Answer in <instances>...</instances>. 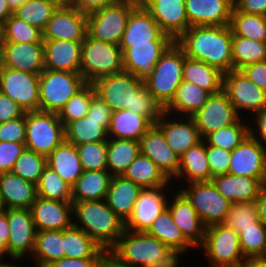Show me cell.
<instances>
[{
  "label": "cell",
  "mask_w": 266,
  "mask_h": 267,
  "mask_svg": "<svg viewBox=\"0 0 266 267\" xmlns=\"http://www.w3.org/2000/svg\"><path fill=\"white\" fill-rule=\"evenodd\" d=\"M112 111L130 110L146 117L153 125L164 113L162 105L151 95L145 83L128 71L101 77L93 83Z\"/></svg>",
  "instance_id": "1"
},
{
  "label": "cell",
  "mask_w": 266,
  "mask_h": 267,
  "mask_svg": "<svg viewBox=\"0 0 266 267\" xmlns=\"http://www.w3.org/2000/svg\"><path fill=\"white\" fill-rule=\"evenodd\" d=\"M25 113L18 103L0 92V123L22 117Z\"/></svg>",
  "instance_id": "58"
},
{
  "label": "cell",
  "mask_w": 266,
  "mask_h": 267,
  "mask_svg": "<svg viewBox=\"0 0 266 267\" xmlns=\"http://www.w3.org/2000/svg\"><path fill=\"white\" fill-rule=\"evenodd\" d=\"M45 1L52 3L57 8H66L72 5V0H45Z\"/></svg>",
  "instance_id": "72"
},
{
  "label": "cell",
  "mask_w": 266,
  "mask_h": 267,
  "mask_svg": "<svg viewBox=\"0 0 266 267\" xmlns=\"http://www.w3.org/2000/svg\"><path fill=\"white\" fill-rule=\"evenodd\" d=\"M99 258H69L54 261L46 267H98Z\"/></svg>",
  "instance_id": "65"
},
{
  "label": "cell",
  "mask_w": 266,
  "mask_h": 267,
  "mask_svg": "<svg viewBox=\"0 0 266 267\" xmlns=\"http://www.w3.org/2000/svg\"><path fill=\"white\" fill-rule=\"evenodd\" d=\"M258 220L255 202H236L231 204L223 224L239 234Z\"/></svg>",
  "instance_id": "53"
},
{
  "label": "cell",
  "mask_w": 266,
  "mask_h": 267,
  "mask_svg": "<svg viewBox=\"0 0 266 267\" xmlns=\"http://www.w3.org/2000/svg\"><path fill=\"white\" fill-rule=\"evenodd\" d=\"M110 121H95L87 116L72 121L64 127L65 141L75 146L91 142L107 141Z\"/></svg>",
  "instance_id": "38"
},
{
  "label": "cell",
  "mask_w": 266,
  "mask_h": 267,
  "mask_svg": "<svg viewBox=\"0 0 266 267\" xmlns=\"http://www.w3.org/2000/svg\"><path fill=\"white\" fill-rule=\"evenodd\" d=\"M40 75L0 65V92L18 103L25 112L39 110Z\"/></svg>",
  "instance_id": "13"
},
{
  "label": "cell",
  "mask_w": 266,
  "mask_h": 267,
  "mask_svg": "<svg viewBox=\"0 0 266 267\" xmlns=\"http://www.w3.org/2000/svg\"><path fill=\"white\" fill-rule=\"evenodd\" d=\"M112 110L106 102L97 94L92 97V101L87 113L89 119L95 121H110Z\"/></svg>",
  "instance_id": "59"
},
{
  "label": "cell",
  "mask_w": 266,
  "mask_h": 267,
  "mask_svg": "<svg viewBox=\"0 0 266 267\" xmlns=\"http://www.w3.org/2000/svg\"><path fill=\"white\" fill-rule=\"evenodd\" d=\"M211 94L191 82L182 81L164 112L176 116L191 117L207 102Z\"/></svg>",
  "instance_id": "33"
},
{
  "label": "cell",
  "mask_w": 266,
  "mask_h": 267,
  "mask_svg": "<svg viewBox=\"0 0 266 267\" xmlns=\"http://www.w3.org/2000/svg\"><path fill=\"white\" fill-rule=\"evenodd\" d=\"M112 177L107 170L83 171L72 187V203L106 199Z\"/></svg>",
  "instance_id": "36"
},
{
  "label": "cell",
  "mask_w": 266,
  "mask_h": 267,
  "mask_svg": "<svg viewBox=\"0 0 266 267\" xmlns=\"http://www.w3.org/2000/svg\"><path fill=\"white\" fill-rule=\"evenodd\" d=\"M73 217H76L73 225L82 229L102 249H112L125 231V222L105 199L73 203Z\"/></svg>",
  "instance_id": "3"
},
{
  "label": "cell",
  "mask_w": 266,
  "mask_h": 267,
  "mask_svg": "<svg viewBox=\"0 0 266 267\" xmlns=\"http://www.w3.org/2000/svg\"><path fill=\"white\" fill-rule=\"evenodd\" d=\"M0 196L6 209H31L38 197L37 185L12 172L1 173Z\"/></svg>",
  "instance_id": "30"
},
{
  "label": "cell",
  "mask_w": 266,
  "mask_h": 267,
  "mask_svg": "<svg viewBox=\"0 0 266 267\" xmlns=\"http://www.w3.org/2000/svg\"><path fill=\"white\" fill-rule=\"evenodd\" d=\"M255 204L258 211V219L266 226V182L263 184Z\"/></svg>",
  "instance_id": "67"
},
{
  "label": "cell",
  "mask_w": 266,
  "mask_h": 267,
  "mask_svg": "<svg viewBox=\"0 0 266 267\" xmlns=\"http://www.w3.org/2000/svg\"><path fill=\"white\" fill-rule=\"evenodd\" d=\"M228 174L266 179V145L249 135L231 152Z\"/></svg>",
  "instance_id": "18"
},
{
  "label": "cell",
  "mask_w": 266,
  "mask_h": 267,
  "mask_svg": "<svg viewBox=\"0 0 266 267\" xmlns=\"http://www.w3.org/2000/svg\"><path fill=\"white\" fill-rule=\"evenodd\" d=\"M5 212L10 231L7 248L13 261L19 262L25 259L27 254L32 256L37 229L30 209H6Z\"/></svg>",
  "instance_id": "14"
},
{
  "label": "cell",
  "mask_w": 266,
  "mask_h": 267,
  "mask_svg": "<svg viewBox=\"0 0 266 267\" xmlns=\"http://www.w3.org/2000/svg\"><path fill=\"white\" fill-rule=\"evenodd\" d=\"M168 247L147 232L124 231L112 248L133 267H150Z\"/></svg>",
  "instance_id": "11"
},
{
  "label": "cell",
  "mask_w": 266,
  "mask_h": 267,
  "mask_svg": "<svg viewBox=\"0 0 266 267\" xmlns=\"http://www.w3.org/2000/svg\"><path fill=\"white\" fill-rule=\"evenodd\" d=\"M153 126L146 118L130 110L112 112L108 138L140 141V138Z\"/></svg>",
  "instance_id": "35"
},
{
  "label": "cell",
  "mask_w": 266,
  "mask_h": 267,
  "mask_svg": "<svg viewBox=\"0 0 266 267\" xmlns=\"http://www.w3.org/2000/svg\"><path fill=\"white\" fill-rule=\"evenodd\" d=\"M169 195L167 208L171 212L176 226L182 231L183 236L195 247H200L205 238L206 226L197 215L188 199L179 191V188ZM174 196V197H173Z\"/></svg>",
  "instance_id": "24"
},
{
  "label": "cell",
  "mask_w": 266,
  "mask_h": 267,
  "mask_svg": "<svg viewBox=\"0 0 266 267\" xmlns=\"http://www.w3.org/2000/svg\"><path fill=\"white\" fill-rule=\"evenodd\" d=\"M139 153V141L108 138L107 171L112 176H122Z\"/></svg>",
  "instance_id": "41"
},
{
  "label": "cell",
  "mask_w": 266,
  "mask_h": 267,
  "mask_svg": "<svg viewBox=\"0 0 266 267\" xmlns=\"http://www.w3.org/2000/svg\"><path fill=\"white\" fill-rule=\"evenodd\" d=\"M19 265H17V264H10V262L8 263H3L2 261L0 262V267H18Z\"/></svg>",
  "instance_id": "75"
},
{
  "label": "cell",
  "mask_w": 266,
  "mask_h": 267,
  "mask_svg": "<svg viewBox=\"0 0 266 267\" xmlns=\"http://www.w3.org/2000/svg\"><path fill=\"white\" fill-rule=\"evenodd\" d=\"M47 165L71 187L83 173L77 147L65 140L47 156Z\"/></svg>",
  "instance_id": "34"
},
{
  "label": "cell",
  "mask_w": 266,
  "mask_h": 267,
  "mask_svg": "<svg viewBox=\"0 0 266 267\" xmlns=\"http://www.w3.org/2000/svg\"><path fill=\"white\" fill-rule=\"evenodd\" d=\"M64 140V125L58 113L26 112V149L47 157Z\"/></svg>",
  "instance_id": "9"
},
{
  "label": "cell",
  "mask_w": 266,
  "mask_h": 267,
  "mask_svg": "<svg viewBox=\"0 0 266 267\" xmlns=\"http://www.w3.org/2000/svg\"><path fill=\"white\" fill-rule=\"evenodd\" d=\"M234 8L246 14L264 16L266 13V0H234Z\"/></svg>",
  "instance_id": "63"
},
{
  "label": "cell",
  "mask_w": 266,
  "mask_h": 267,
  "mask_svg": "<svg viewBox=\"0 0 266 267\" xmlns=\"http://www.w3.org/2000/svg\"><path fill=\"white\" fill-rule=\"evenodd\" d=\"M140 3L174 41L189 28L185 0H140Z\"/></svg>",
  "instance_id": "21"
},
{
  "label": "cell",
  "mask_w": 266,
  "mask_h": 267,
  "mask_svg": "<svg viewBox=\"0 0 266 267\" xmlns=\"http://www.w3.org/2000/svg\"><path fill=\"white\" fill-rule=\"evenodd\" d=\"M151 41H174L164 33L152 15L139 3L130 13L120 49L124 52L132 45L150 44Z\"/></svg>",
  "instance_id": "17"
},
{
  "label": "cell",
  "mask_w": 266,
  "mask_h": 267,
  "mask_svg": "<svg viewBox=\"0 0 266 267\" xmlns=\"http://www.w3.org/2000/svg\"><path fill=\"white\" fill-rule=\"evenodd\" d=\"M191 117L202 139L222 127L236 123L241 118L223 90L211 94L203 107Z\"/></svg>",
  "instance_id": "15"
},
{
  "label": "cell",
  "mask_w": 266,
  "mask_h": 267,
  "mask_svg": "<svg viewBox=\"0 0 266 267\" xmlns=\"http://www.w3.org/2000/svg\"><path fill=\"white\" fill-rule=\"evenodd\" d=\"M122 176L143 189L170 186L172 184L156 164L141 153L129 165Z\"/></svg>",
  "instance_id": "40"
},
{
  "label": "cell",
  "mask_w": 266,
  "mask_h": 267,
  "mask_svg": "<svg viewBox=\"0 0 266 267\" xmlns=\"http://www.w3.org/2000/svg\"><path fill=\"white\" fill-rule=\"evenodd\" d=\"M240 70L266 92V60L246 65Z\"/></svg>",
  "instance_id": "60"
},
{
  "label": "cell",
  "mask_w": 266,
  "mask_h": 267,
  "mask_svg": "<svg viewBox=\"0 0 266 267\" xmlns=\"http://www.w3.org/2000/svg\"><path fill=\"white\" fill-rule=\"evenodd\" d=\"M202 248L209 267H241L246 260L239 234L223 223L206 227Z\"/></svg>",
  "instance_id": "6"
},
{
  "label": "cell",
  "mask_w": 266,
  "mask_h": 267,
  "mask_svg": "<svg viewBox=\"0 0 266 267\" xmlns=\"http://www.w3.org/2000/svg\"><path fill=\"white\" fill-rule=\"evenodd\" d=\"M36 267H46L65 257L63 230L37 231L31 256Z\"/></svg>",
  "instance_id": "39"
},
{
  "label": "cell",
  "mask_w": 266,
  "mask_h": 267,
  "mask_svg": "<svg viewBox=\"0 0 266 267\" xmlns=\"http://www.w3.org/2000/svg\"><path fill=\"white\" fill-rule=\"evenodd\" d=\"M37 195L54 201H72V187L47 165L37 184Z\"/></svg>",
  "instance_id": "48"
},
{
  "label": "cell",
  "mask_w": 266,
  "mask_h": 267,
  "mask_svg": "<svg viewBox=\"0 0 266 267\" xmlns=\"http://www.w3.org/2000/svg\"><path fill=\"white\" fill-rule=\"evenodd\" d=\"M9 226L7 220V214L4 212L0 215V236H9Z\"/></svg>",
  "instance_id": "71"
},
{
  "label": "cell",
  "mask_w": 266,
  "mask_h": 267,
  "mask_svg": "<svg viewBox=\"0 0 266 267\" xmlns=\"http://www.w3.org/2000/svg\"><path fill=\"white\" fill-rule=\"evenodd\" d=\"M57 9L45 0H27L13 11V15L43 32Z\"/></svg>",
  "instance_id": "47"
},
{
  "label": "cell",
  "mask_w": 266,
  "mask_h": 267,
  "mask_svg": "<svg viewBox=\"0 0 266 267\" xmlns=\"http://www.w3.org/2000/svg\"><path fill=\"white\" fill-rule=\"evenodd\" d=\"M12 43L43 42V32L13 14L5 21L4 41Z\"/></svg>",
  "instance_id": "51"
},
{
  "label": "cell",
  "mask_w": 266,
  "mask_h": 267,
  "mask_svg": "<svg viewBox=\"0 0 266 267\" xmlns=\"http://www.w3.org/2000/svg\"><path fill=\"white\" fill-rule=\"evenodd\" d=\"M143 188L123 176H113L106 195L108 206L126 222Z\"/></svg>",
  "instance_id": "32"
},
{
  "label": "cell",
  "mask_w": 266,
  "mask_h": 267,
  "mask_svg": "<svg viewBox=\"0 0 266 267\" xmlns=\"http://www.w3.org/2000/svg\"><path fill=\"white\" fill-rule=\"evenodd\" d=\"M230 27L235 36L266 42V21L262 15L246 14L233 7Z\"/></svg>",
  "instance_id": "45"
},
{
  "label": "cell",
  "mask_w": 266,
  "mask_h": 267,
  "mask_svg": "<svg viewBox=\"0 0 266 267\" xmlns=\"http://www.w3.org/2000/svg\"><path fill=\"white\" fill-rule=\"evenodd\" d=\"M8 238L9 236H0V261H2L3 257L5 258L6 255L7 257L9 256L10 258H13L9 254V251L7 248Z\"/></svg>",
  "instance_id": "70"
},
{
  "label": "cell",
  "mask_w": 266,
  "mask_h": 267,
  "mask_svg": "<svg viewBox=\"0 0 266 267\" xmlns=\"http://www.w3.org/2000/svg\"><path fill=\"white\" fill-rule=\"evenodd\" d=\"M147 233L159 239L168 248L196 249L176 226L168 208L153 221Z\"/></svg>",
  "instance_id": "42"
},
{
  "label": "cell",
  "mask_w": 266,
  "mask_h": 267,
  "mask_svg": "<svg viewBox=\"0 0 266 267\" xmlns=\"http://www.w3.org/2000/svg\"><path fill=\"white\" fill-rule=\"evenodd\" d=\"M222 90L242 117L244 116L241 115L242 112L255 114L266 107V92L253 83L241 70L232 69L223 74Z\"/></svg>",
  "instance_id": "12"
},
{
  "label": "cell",
  "mask_w": 266,
  "mask_h": 267,
  "mask_svg": "<svg viewBox=\"0 0 266 267\" xmlns=\"http://www.w3.org/2000/svg\"><path fill=\"white\" fill-rule=\"evenodd\" d=\"M192 248H168L157 261L150 265V267H177L180 263L181 254H185ZM180 256V257H179Z\"/></svg>",
  "instance_id": "62"
},
{
  "label": "cell",
  "mask_w": 266,
  "mask_h": 267,
  "mask_svg": "<svg viewBox=\"0 0 266 267\" xmlns=\"http://www.w3.org/2000/svg\"><path fill=\"white\" fill-rule=\"evenodd\" d=\"M239 240L245 258L262 257L266 251V226L258 220L253 227L242 229Z\"/></svg>",
  "instance_id": "52"
},
{
  "label": "cell",
  "mask_w": 266,
  "mask_h": 267,
  "mask_svg": "<svg viewBox=\"0 0 266 267\" xmlns=\"http://www.w3.org/2000/svg\"><path fill=\"white\" fill-rule=\"evenodd\" d=\"M266 60V42L235 36L232 33L233 69L240 70L246 65Z\"/></svg>",
  "instance_id": "44"
},
{
  "label": "cell",
  "mask_w": 266,
  "mask_h": 267,
  "mask_svg": "<svg viewBox=\"0 0 266 267\" xmlns=\"http://www.w3.org/2000/svg\"><path fill=\"white\" fill-rule=\"evenodd\" d=\"M98 267H133V266L125 262L112 249H103L100 252Z\"/></svg>",
  "instance_id": "66"
},
{
  "label": "cell",
  "mask_w": 266,
  "mask_h": 267,
  "mask_svg": "<svg viewBox=\"0 0 266 267\" xmlns=\"http://www.w3.org/2000/svg\"><path fill=\"white\" fill-rule=\"evenodd\" d=\"M241 267H266V260L263 257L246 258Z\"/></svg>",
  "instance_id": "68"
},
{
  "label": "cell",
  "mask_w": 266,
  "mask_h": 267,
  "mask_svg": "<svg viewBox=\"0 0 266 267\" xmlns=\"http://www.w3.org/2000/svg\"><path fill=\"white\" fill-rule=\"evenodd\" d=\"M246 119L241 117L236 123L208 134L203 140L207 145L232 152L250 135Z\"/></svg>",
  "instance_id": "46"
},
{
  "label": "cell",
  "mask_w": 266,
  "mask_h": 267,
  "mask_svg": "<svg viewBox=\"0 0 266 267\" xmlns=\"http://www.w3.org/2000/svg\"><path fill=\"white\" fill-rule=\"evenodd\" d=\"M6 208L4 206L3 200L0 196V215L3 214L5 212Z\"/></svg>",
  "instance_id": "76"
},
{
  "label": "cell",
  "mask_w": 266,
  "mask_h": 267,
  "mask_svg": "<svg viewBox=\"0 0 266 267\" xmlns=\"http://www.w3.org/2000/svg\"><path fill=\"white\" fill-rule=\"evenodd\" d=\"M206 155L212 178L217 175L228 174L231 161L230 151L206 144Z\"/></svg>",
  "instance_id": "56"
},
{
  "label": "cell",
  "mask_w": 266,
  "mask_h": 267,
  "mask_svg": "<svg viewBox=\"0 0 266 267\" xmlns=\"http://www.w3.org/2000/svg\"><path fill=\"white\" fill-rule=\"evenodd\" d=\"M0 65L10 69L41 74L44 68V43L0 44Z\"/></svg>",
  "instance_id": "20"
},
{
  "label": "cell",
  "mask_w": 266,
  "mask_h": 267,
  "mask_svg": "<svg viewBox=\"0 0 266 267\" xmlns=\"http://www.w3.org/2000/svg\"><path fill=\"white\" fill-rule=\"evenodd\" d=\"M5 21L0 19V44L4 41Z\"/></svg>",
  "instance_id": "74"
},
{
  "label": "cell",
  "mask_w": 266,
  "mask_h": 267,
  "mask_svg": "<svg viewBox=\"0 0 266 267\" xmlns=\"http://www.w3.org/2000/svg\"><path fill=\"white\" fill-rule=\"evenodd\" d=\"M87 14L73 6L58 8L43 31V40L84 41Z\"/></svg>",
  "instance_id": "22"
},
{
  "label": "cell",
  "mask_w": 266,
  "mask_h": 267,
  "mask_svg": "<svg viewBox=\"0 0 266 267\" xmlns=\"http://www.w3.org/2000/svg\"><path fill=\"white\" fill-rule=\"evenodd\" d=\"M45 70L80 73L83 41L43 40Z\"/></svg>",
  "instance_id": "28"
},
{
  "label": "cell",
  "mask_w": 266,
  "mask_h": 267,
  "mask_svg": "<svg viewBox=\"0 0 266 267\" xmlns=\"http://www.w3.org/2000/svg\"><path fill=\"white\" fill-rule=\"evenodd\" d=\"M13 14L7 0H0V19L6 21Z\"/></svg>",
  "instance_id": "69"
},
{
  "label": "cell",
  "mask_w": 266,
  "mask_h": 267,
  "mask_svg": "<svg viewBox=\"0 0 266 267\" xmlns=\"http://www.w3.org/2000/svg\"><path fill=\"white\" fill-rule=\"evenodd\" d=\"M174 41H151L150 44L132 45L123 52L124 70L143 82L149 78L161 55Z\"/></svg>",
  "instance_id": "26"
},
{
  "label": "cell",
  "mask_w": 266,
  "mask_h": 267,
  "mask_svg": "<svg viewBox=\"0 0 266 267\" xmlns=\"http://www.w3.org/2000/svg\"><path fill=\"white\" fill-rule=\"evenodd\" d=\"M7 1L12 11H14L17 7H19L27 0H7Z\"/></svg>",
  "instance_id": "73"
},
{
  "label": "cell",
  "mask_w": 266,
  "mask_h": 267,
  "mask_svg": "<svg viewBox=\"0 0 266 267\" xmlns=\"http://www.w3.org/2000/svg\"><path fill=\"white\" fill-rule=\"evenodd\" d=\"M175 42L188 58L203 61L223 74L233 69L230 25L190 26Z\"/></svg>",
  "instance_id": "2"
},
{
  "label": "cell",
  "mask_w": 266,
  "mask_h": 267,
  "mask_svg": "<svg viewBox=\"0 0 266 267\" xmlns=\"http://www.w3.org/2000/svg\"><path fill=\"white\" fill-rule=\"evenodd\" d=\"M30 210L37 231L65 230L73 225L72 201H54L37 197Z\"/></svg>",
  "instance_id": "25"
},
{
  "label": "cell",
  "mask_w": 266,
  "mask_h": 267,
  "mask_svg": "<svg viewBox=\"0 0 266 267\" xmlns=\"http://www.w3.org/2000/svg\"><path fill=\"white\" fill-rule=\"evenodd\" d=\"M123 0H72L75 9L82 13L89 14L106 6L117 4Z\"/></svg>",
  "instance_id": "64"
},
{
  "label": "cell",
  "mask_w": 266,
  "mask_h": 267,
  "mask_svg": "<svg viewBox=\"0 0 266 267\" xmlns=\"http://www.w3.org/2000/svg\"><path fill=\"white\" fill-rule=\"evenodd\" d=\"M182 77L184 81L196 84L210 94H215L222 90L223 73L200 60L185 56Z\"/></svg>",
  "instance_id": "37"
},
{
  "label": "cell",
  "mask_w": 266,
  "mask_h": 267,
  "mask_svg": "<svg viewBox=\"0 0 266 267\" xmlns=\"http://www.w3.org/2000/svg\"><path fill=\"white\" fill-rule=\"evenodd\" d=\"M65 257L99 258L103 250L82 229L72 225L63 230Z\"/></svg>",
  "instance_id": "43"
},
{
  "label": "cell",
  "mask_w": 266,
  "mask_h": 267,
  "mask_svg": "<svg viewBox=\"0 0 266 267\" xmlns=\"http://www.w3.org/2000/svg\"><path fill=\"white\" fill-rule=\"evenodd\" d=\"M123 70V52L119 45L99 41L86 34L80 66V74L86 83L93 84L101 77Z\"/></svg>",
  "instance_id": "5"
},
{
  "label": "cell",
  "mask_w": 266,
  "mask_h": 267,
  "mask_svg": "<svg viewBox=\"0 0 266 267\" xmlns=\"http://www.w3.org/2000/svg\"><path fill=\"white\" fill-rule=\"evenodd\" d=\"M212 182L220 194L231 203L255 202L266 179L222 174L214 176Z\"/></svg>",
  "instance_id": "29"
},
{
  "label": "cell",
  "mask_w": 266,
  "mask_h": 267,
  "mask_svg": "<svg viewBox=\"0 0 266 267\" xmlns=\"http://www.w3.org/2000/svg\"><path fill=\"white\" fill-rule=\"evenodd\" d=\"M169 186L143 189L137 198L125 229L135 232H147L153 221L167 209ZM167 193V194H166Z\"/></svg>",
  "instance_id": "16"
},
{
  "label": "cell",
  "mask_w": 266,
  "mask_h": 267,
  "mask_svg": "<svg viewBox=\"0 0 266 267\" xmlns=\"http://www.w3.org/2000/svg\"><path fill=\"white\" fill-rule=\"evenodd\" d=\"M262 257L266 260V251H265V253H264V255Z\"/></svg>",
  "instance_id": "77"
},
{
  "label": "cell",
  "mask_w": 266,
  "mask_h": 267,
  "mask_svg": "<svg viewBox=\"0 0 266 267\" xmlns=\"http://www.w3.org/2000/svg\"><path fill=\"white\" fill-rule=\"evenodd\" d=\"M177 179V180H176ZM184 181L189 184L193 182H210L212 174L206 155V143L202 140L197 145L190 147L181 157H179V171L175 181ZM181 179V180H180Z\"/></svg>",
  "instance_id": "31"
},
{
  "label": "cell",
  "mask_w": 266,
  "mask_h": 267,
  "mask_svg": "<svg viewBox=\"0 0 266 267\" xmlns=\"http://www.w3.org/2000/svg\"><path fill=\"white\" fill-rule=\"evenodd\" d=\"M234 0H185L190 26L230 25Z\"/></svg>",
  "instance_id": "27"
},
{
  "label": "cell",
  "mask_w": 266,
  "mask_h": 267,
  "mask_svg": "<svg viewBox=\"0 0 266 267\" xmlns=\"http://www.w3.org/2000/svg\"><path fill=\"white\" fill-rule=\"evenodd\" d=\"M155 125L162 131L168 146L179 157L203 140L192 117L173 116L164 112Z\"/></svg>",
  "instance_id": "19"
},
{
  "label": "cell",
  "mask_w": 266,
  "mask_h": 267,
  "mask_svg": "<svg viewBox=\"0 0 266 267\" xmlns=\"http://www.w3.org/2000/svg\"><path fill=\"white\" fill-rule=\"evenodd\" d=\"M85 84L80 73L44 70L39 81V110L59 113Z\"/></svg>",
  "instance_id": "8"
},
{
  "label": "cell",
  "mask_w": 266,
  "mask_h": 267,
  "mask_svg": "<svg viewBox=\"0 0 266 267\" xmlns=\"http://www.w3.org/2000/svg\"><path fill=\"white\" fill-rule=\"evenodd\" d=\"M46 166V156L25 149L11 172L37 185Z\"/></svg>",
  "instance_id": "50"
},
{
  "label": "cell",
  "mask_w": 266,
  "mask_h": 267,
  "mask_svg": "<svg viewBox=\"0 0 266 267\" xmlns=\"http://www.w3.org/2000/svg\"><path fill=\"white\" fill-rule=\"evenodd\" d=\"M139 0H123L87 14V34L99 41L120 45L131 11Z\"/></svg>",
  "instance_id": "7"
},
{
  "label": "cell",
  "mask_w": 266,
  "mask_h": 267,
  "mask_svg": "<svg viewBox=\"0 0 266 267\" xmlns=\"http://www.w3.org/2000/svg\"><path fill=\"white\" fill-rule=\"evenodd\" d=\"M253 116L254 117L250 118L251 122L254 120L252 122V125L251 122L249 121L250 136L258 140L262 144L266 145V107L253 114Z\"/></svg>",
  "instance_id": "61"
},
{
  "label": "cell",
  "mask_w": 266,
  "mask_h": 267,
  "mask_svg": "<svg viewBox=\"0 0 266 267\" xmlns=\"http://www.w3.org/2000/svg\"><path fill=\"white\" fill-rule=\"evenodd\" d=\"M96 94L93 84L86 83L72 96L58 113L64 127L75 120L85 117L88 113L92 97Z\"/></svg>",
  "instance_id": "49"
},
{
  "label": "cell",
  "mask_w": 266,
  "mask_h": 267,
  "mask_svg": "<svg viewBox=\"0 0 266 267\" xmlns=\"http://www.w3.org/2000/svg\"><path fill=\"white\" fill-rule=\"evenodd\" d=\"M26 113L22 117L0 123V142L25 143Z\"/></svg>",
  "instance_id": "55"
},
{
  "label": "cell",
  "mask_w": 266,
  "mask_h": 267,
  "mask_svg": "<svg viewBox=\"0 0 266 267\" xmlns=\"http://www.w3.org/2000/svg\"><path fill=\"white\" fill-rule=\"evenodd\" d=\"M83 171L107 170V141L77 145Z\"/></svg>",
  "instance_id": "54"
},
{
  "label": "cell",
  "mask_w": 266,
  "mask_h": 267,
  "mask_svg": "<svg viewBox=\"0 0 266 267\" xmlns=\"http://www.w3.org/2000/svg\"><path fill=\"white\" fill-rule=\"evenodd\" d=\"M140 153L150 158L172 182L179 171V156L168 146L162 131L153 125L140 138Z\"/></svg>",
  "instance_id": "23"
},
{
  "label": "cell",
  "mask_w": 266,
  "mask_h": 267,
  "mask_svg": "<svg viewBox=\"0 0 266 267\" xmlns=\"http://www.w3.org/2000/svg\"><path fill=\"white\" fill-rule=\"evenodd\" d=\"M191 203L203 224L208 227L224 222L231 202L224 198L210 182H193L179 190Z\"/></svg>",
  "instance_id": "10"
},
{
  "label": "cell",
  "mask_w": 266,
  "mask_h": 267,
  "mask_svg": "<svg viewBox=\"0 0 266 267\" xmlns=\"http://www.w3.org/2000/svg\"><path fill=\"white\" fill-rule=\"evenodd\" d=\"M25 149V143L0 142V174L11 172L16 160Z\"/></svg>",
  "instance_id": "57"
},
{
  "label": "cell",
  "mask_w": 266,
  "mask_h": 267,
  "mask_svg": "<svg viewBox=\"0 0 266 267\" xmlns=\"http://www.w3.org/2000/svg\"><path fill=\"white\" fill-rule=\"evenodd\" d=\"M185 53L174 41L155 64L153 74L144 83L151 95L165 108L183 81Z\"/></svg>",
  "instance_id": "4"
}]
</instances>
